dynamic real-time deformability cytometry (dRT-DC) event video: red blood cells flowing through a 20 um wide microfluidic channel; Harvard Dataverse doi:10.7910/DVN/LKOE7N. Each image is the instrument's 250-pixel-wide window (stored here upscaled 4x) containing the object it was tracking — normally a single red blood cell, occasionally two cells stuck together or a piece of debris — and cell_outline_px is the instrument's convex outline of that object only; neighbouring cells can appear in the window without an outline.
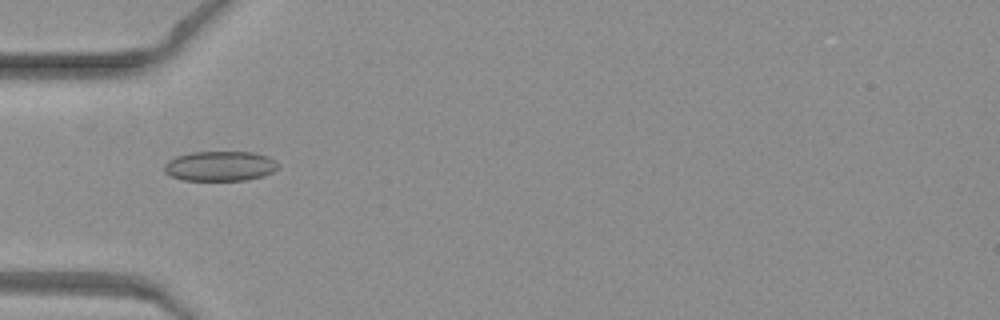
{"species": "common noctule bat (a hibernating species)", "species_latin": "Nyctalus noctula", "temperature_condition": "warm", "stored_images_in_passage": 36, "camera_frame_rate_fps": 3000, "um_per_image_px": 0.085, "animal": {"sex": "female", "body_mass_g": 19.3, "forearm_length_mm": 54.1}, "frame": {"image": 1, "passage_image": 2, "time_ms": 0.333, "image_size_px": [1000, 320], "cell_outline_px": [[280, 168], [264, 176], [248, 180], [184, 180], [172, 176], [164, 172], [164, 164], [168, 160], [176, 156], [192, 152], [256, 152], [268, 156], [276, 160], [280, 164]], "centroid_in_image_um": [18.76, 14.11], "position_along_channel_um": 66.2, "area_um2": 20.11}}
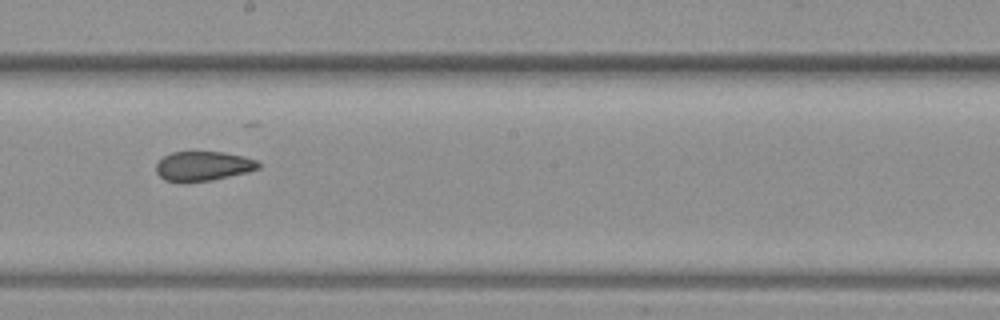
{"frame": {"image": 2, "passage_image": 14, "time_ms": 4.333, "image_size_px": [1000, 320], "cell_outline_px": [[260, 168], [248, 172], [212, 180], [180, 184], [164, 180], [156, 172], [156, 164], [164, 156], [172, 152], [224, 152], [244, 156], [256, 160], [260, 164]], "centroid_in_image_um": [17.25, 14.14], "position_along_channel_um": 231.0, "area_um2": 17.92}}
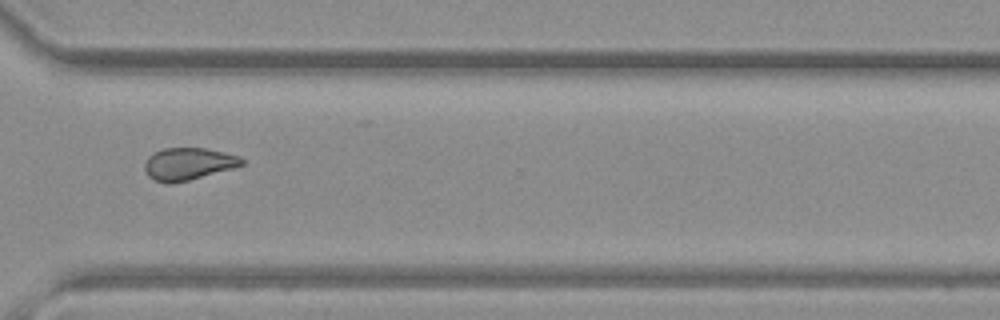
{"frame": {"image": 3, "passage_image": 23, "time_ms": 7.333, "image_size_px": [1000, 320], "cell_outline_px": [[244, 164], [232, 168], [188, 180], [168, 184], [156, 180], [148, 176], [144, 168], [144, 164], [148, 156], [164, 148], [204, 148], [224, 152], [240, 156], [244, 160]], "centroid_in_image_um": [16.0, 13.92], "position_along_channel_um": 354.6, "area_um2": 18.03}}